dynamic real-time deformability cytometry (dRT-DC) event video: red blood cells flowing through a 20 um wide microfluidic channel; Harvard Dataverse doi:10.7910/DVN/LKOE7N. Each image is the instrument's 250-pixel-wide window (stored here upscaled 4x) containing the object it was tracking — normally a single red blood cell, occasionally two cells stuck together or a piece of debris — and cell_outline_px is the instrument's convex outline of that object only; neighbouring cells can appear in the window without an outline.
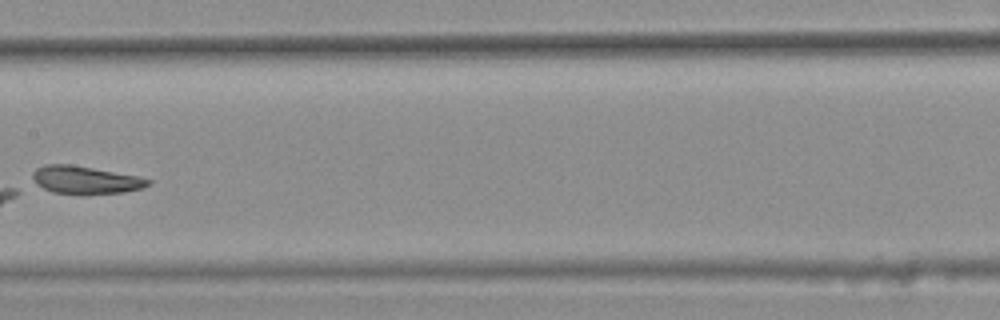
{"species": "common noctule bat (a hibernating species)", "species_latin": "Nyctalus noctula", "temperature_condition": "warm", "stored_images_in_passage": 8, "camera_frame_rate_fps": 3000, "um_per_image_px": 0.085, "animal": {"sex": "female", "body_mass_g": 25.1}, "frame": {"image": 1, "passage_image": 8, "time_ms": 2.333, "image_size_px": [1000, 320], "cell_outline_px": [[152, 184], [144, 188], [124, 192], [84, 196], [80, 196], [52, 192], [36, 184], [32, 180], [32, 172], [36, 168], [44, 164], [68, 164], [92, 168], [136, 176], [152, 180]], "centroid_in_image_um": [7.24, 15.33], "position_along_channel_um": 200.2, "area_um2": 19.19}}